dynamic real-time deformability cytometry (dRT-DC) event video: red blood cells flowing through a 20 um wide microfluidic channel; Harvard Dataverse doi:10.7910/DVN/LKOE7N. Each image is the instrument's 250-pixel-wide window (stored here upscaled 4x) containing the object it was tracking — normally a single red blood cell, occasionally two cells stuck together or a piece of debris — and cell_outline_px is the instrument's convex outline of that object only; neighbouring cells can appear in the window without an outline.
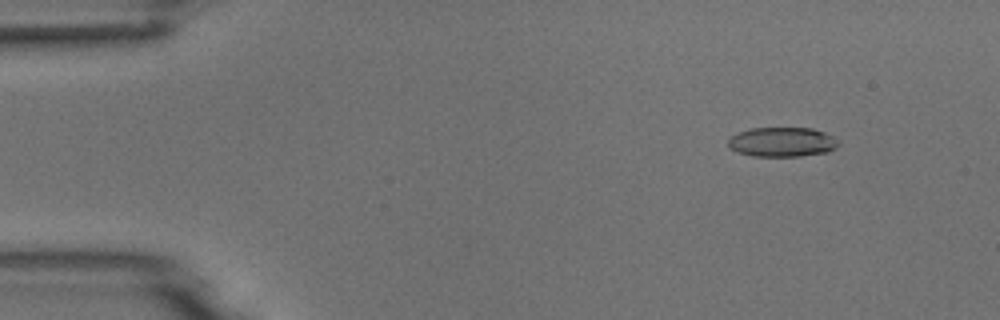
{"species": "common noctule bat (a hibernating species)", "species_latin": "Nyctalus noctula", "temperature_condition": "room temperature", "stored_images_in_passage": 5, "camera_frame_rate_fps": 3000, "um_per_image_px": 0.085, "animal": {"sex": "male", "body_mass_g": 18.8}, "frame": {"image": 1, "passage_image": 2, "time_ms": 1.0, "image_size_px": [1000, 320], "cell_outline_px": [[840, 144], [836, 148], [828, 152], [800, 156], [752, 156], [736, 152], [728, 148], [728, 140], [732, 136], [740, 132], [752, 128], [812, 128], [824, 132], [840, 140]], "centroid_in_image_um": [66.5, 12.08], "position_along_channel_um": 18.5, "area_um2": 19.13}}
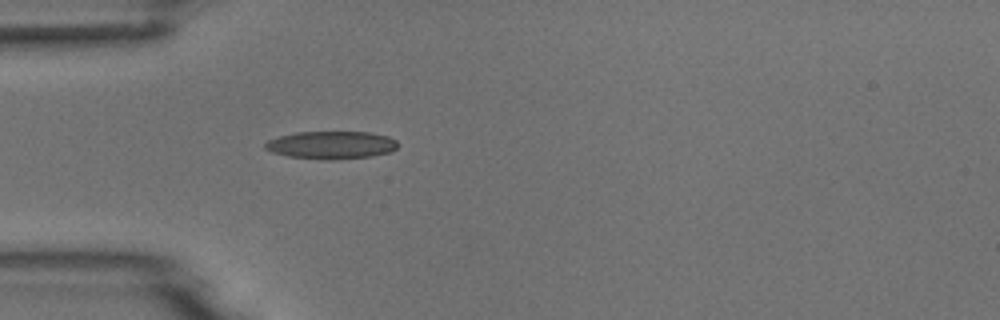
{"frame": {"image": 2, "passage_image": 5, "time_ms": 4.333, "image_size_px": [1000, 320], "cell_outline_px": [[396, 148], [388, 152], [372, 156], [336, 160], [324, 160], [288, 156], [272, 152], [264, 148], [264, 144], [268, 140], [280, 136], [296, 132], [368, 132], [388, 136], [396, 140]], "centroid_in_image_um": [28.14, 12.33], "position_along_channel_um": 56.9, "area_um2": 21.44}}